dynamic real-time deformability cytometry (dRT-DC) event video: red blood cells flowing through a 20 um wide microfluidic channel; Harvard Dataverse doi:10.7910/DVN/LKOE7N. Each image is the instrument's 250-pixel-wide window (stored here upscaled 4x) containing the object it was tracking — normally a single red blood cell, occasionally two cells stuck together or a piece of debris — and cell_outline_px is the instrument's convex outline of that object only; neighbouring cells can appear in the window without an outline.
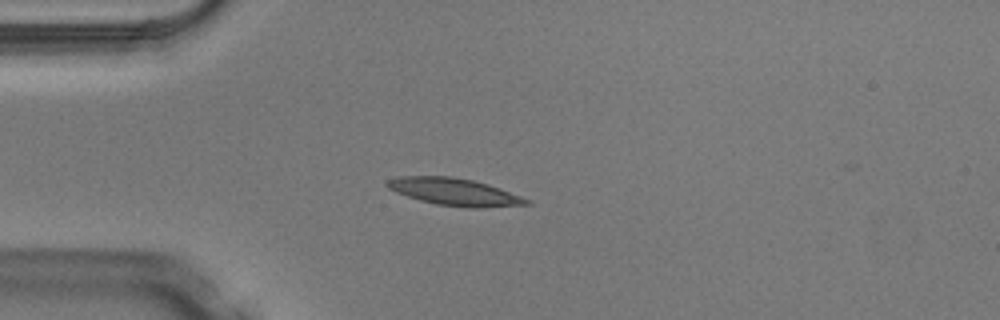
{"species": "Egyptian fruit bat (a non-hibernating species)", "species_latin": "Rousettus aegyptiacus", "temperature_condition": "warm", "stored_images_in_passage": 5, "camera_frame_rate_fps": 3000, "um_per_image_px": 0.085, "animal": {"sex": "male"}, "frame": {"image": 1, "passage_image": 4, "time_ms": 1.0, "image_size_px": [1000, 320], "cell_outline_px": [[532, 204], [484, 208], [468, 208], [436, 204], [420, 200], [396, 192], [388, 188], [384, 184], [388, 180], [400, 176], [452, 176], [472, 180], [488, 184], [532, 200]], "centroid_in_image_um": [38.66, 16.31], "position_along_channel_um": 46.3, "area_um2": 22.2}}